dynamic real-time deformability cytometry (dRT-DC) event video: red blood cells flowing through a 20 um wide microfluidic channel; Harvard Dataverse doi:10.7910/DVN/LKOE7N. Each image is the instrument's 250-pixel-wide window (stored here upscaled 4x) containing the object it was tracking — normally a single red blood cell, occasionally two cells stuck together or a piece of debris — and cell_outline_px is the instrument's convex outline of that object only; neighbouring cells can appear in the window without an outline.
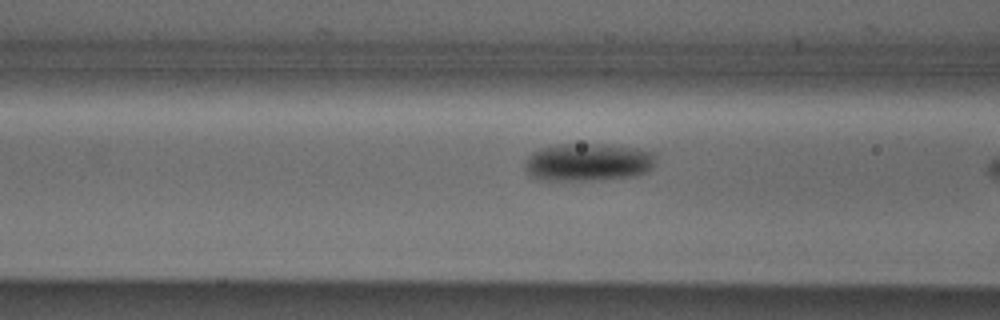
{"species": "Egyptian fruit bat (a non-hibernating species)", "species_latin": "Rousettus aegyptiacus", "temperature_condition": "cold", "stored_images_in_passage": 10, "camera_frame_rate_fps": 3000, "um_per_image_px": 0.085, "animal": {"sex": "male"}, "frame": {"image": 1, "passage_image": 9, "time_ms": 2.667, "image_size_px": [1000, 320], "cell_outline_px": [[656, 156], [652, 168], [636, 176], [588, 180], [544, 180], [532, 176], [524, 168], [524, 160], [532, 152], [540, 148], [556, 144], [612, 144], [636, 148], [652, 152]], "centroid_in_image_um": [49.96, 13.77], "position_along_channel_um": 116.6, "area_um2": 28.96}}